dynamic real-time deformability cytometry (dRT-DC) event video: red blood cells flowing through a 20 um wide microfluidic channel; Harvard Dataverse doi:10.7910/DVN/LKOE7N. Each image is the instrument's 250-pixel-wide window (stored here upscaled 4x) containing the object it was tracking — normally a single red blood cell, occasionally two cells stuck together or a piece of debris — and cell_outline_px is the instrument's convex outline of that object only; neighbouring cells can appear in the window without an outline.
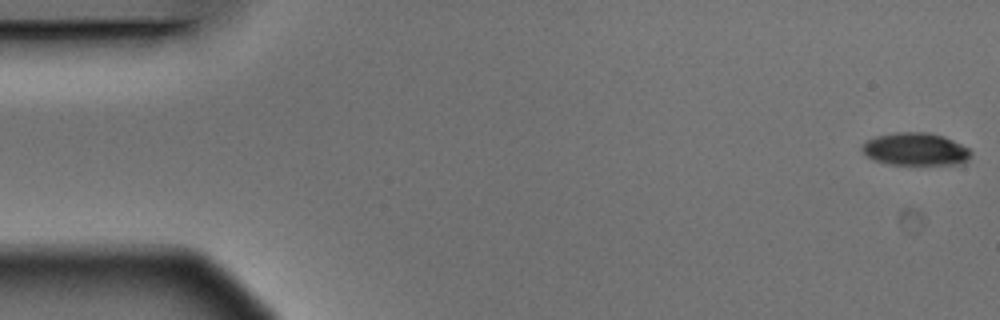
{"species": "Egyptian fruit bat (a non-hibernating species)", "species_latin": "Rousettus aegyptiacus", "temperature_condition": "warm", "stored_images_in_passage": 5, "camera_frame_rate_fps": 3000, "um_per_image_px": 0.085, "animal": {"sex": "male"}, "frame": {"image": 1, "passage_image": 1, "time_ms": 0.0, "image_size_px": [1000, 320], "cell_outline_px": [[972, 156], [964, 164], [888, 164], [876, 160], [868, 156], [860, 148], [868, 140], [876, 136], [896, 132], [928, 132], [944, 136], [968, 148], [972, 152]], "centroid_in_image_um": [77.86, 12.68], "position_along_channel_um": 7.1, "area_um2": 20.63}}
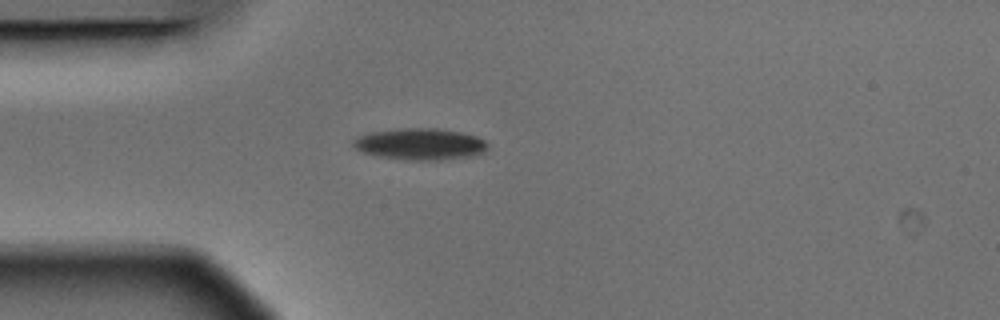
{"frame": {"image": 2, "passage_image": 4, "time_ms": 1.0, "image_size_px": [1000, 320], "cell_outline_px": [[488, 148], [484, 152], [472, 156], [440, 160], [404, 160], [376, 156], [360, 152], [352, 144], [352, 140], [356, 136], [368, 132], [404, 128], [436, 128], [460, 132], [476, 136], [484, 140], [488, 144]], "centroid_in_image_um": [35.67, 12.25], "position_along_channel_um": 49.3, "area_um2": 25.03}}